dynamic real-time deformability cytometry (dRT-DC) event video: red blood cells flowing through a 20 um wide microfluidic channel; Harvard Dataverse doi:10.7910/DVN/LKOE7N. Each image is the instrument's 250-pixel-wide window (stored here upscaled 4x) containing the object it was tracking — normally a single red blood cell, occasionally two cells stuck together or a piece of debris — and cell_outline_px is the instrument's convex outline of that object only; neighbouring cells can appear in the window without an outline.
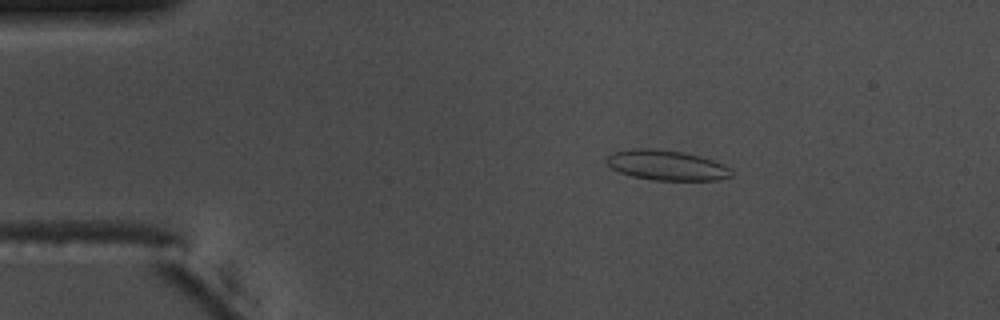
{"species": "common noctule bat (a hibernating species)", "species_latin": "Nyctalus noctula", "temperature_condition": "warm", "stored_images_in_passage": 55, "camera_frame_rate_fps": 3000, "um_per_image_px": 0.085, "animal": {"sex": "male", "body_mass_g": 17.5, "forearm_length_mm": 52.3}, "frame": {"image": 1, "passage_image": 9, "time_ms": 2.667, "image_size_px": [1000, 320], "cell_outline_px": [[732, 176], [716, 180], [656, 180], [632, 176], [620, 172], [612, 168], [604, 160], [612, 152], [632, 148], [652, 148], [680, 152], [700, 156], [724, 164], [732, 168]], "centroid_in_image_um": [56.66, 14.04], "position_along_channel_um": 28.3, "area_um2": 21.85}}
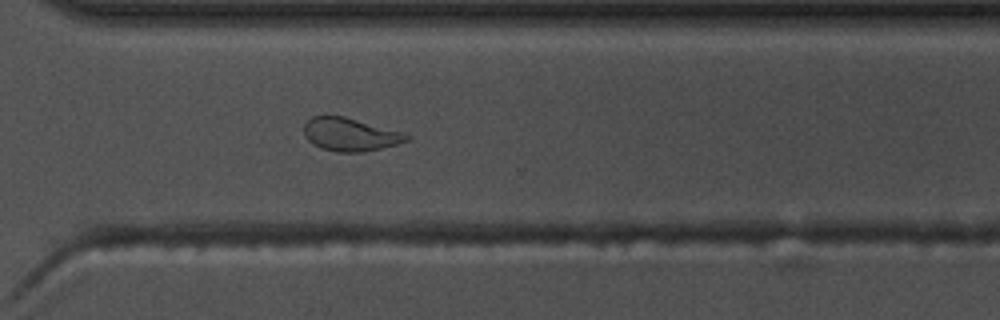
{"frame": {"image": 2, "passage_image": 39, "time_ms": 12.667, "image_size_px": [1000, 320], "cell_outline_px": [[408, 140], [396, 144], [364, 152], [336, 152], [320, 148], [312, 144], [304, 136], [304, 124], [312, 116], [344, 116], [404, 132], [408, 136]], "centroid_in_image_um": [29.73, 11.43], "position_along_channel_um": 340.9, "area_um2": 19.77}}
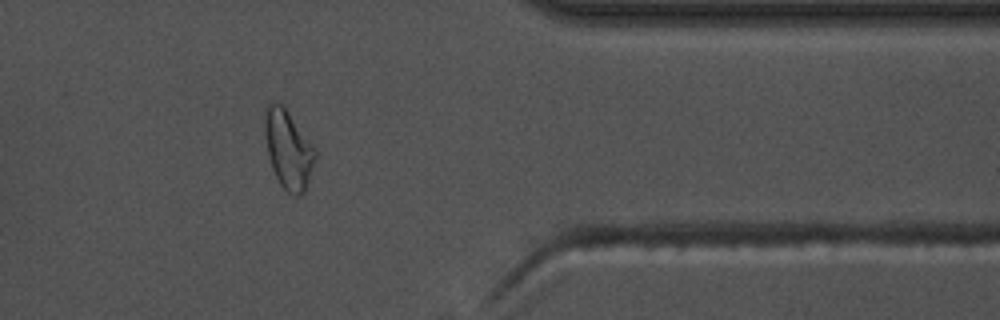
{"frame": {"image": 3, "passage_image": 44, "time_ms": 14.333, "image_size_px": [1000, 320], "cell_outline_px": [[316, 156], [304, 192], [300, 196], [292, 196], [280, 184], [272, 168], [264, 136], [264, 120], [268, 104], [272, 100], [280, 104], [288, 112], [316, 148]], "centroid_in_image_um": [24.5, 12.7], "position_along_channel_um": 386.9, "area_um2": 22.83}, "authors_computed_cell_mechanics": {"area_um2": 20.519, "velocity_mm_per_s": 3.7254, "shape_relaxation_time_tau1_ms": 5.823, "shape_relaxation_time_tau2_ms": 1.2057, "deformation_change_tau1": 0.1746, "deformation_change_tau2": 0.0862}}